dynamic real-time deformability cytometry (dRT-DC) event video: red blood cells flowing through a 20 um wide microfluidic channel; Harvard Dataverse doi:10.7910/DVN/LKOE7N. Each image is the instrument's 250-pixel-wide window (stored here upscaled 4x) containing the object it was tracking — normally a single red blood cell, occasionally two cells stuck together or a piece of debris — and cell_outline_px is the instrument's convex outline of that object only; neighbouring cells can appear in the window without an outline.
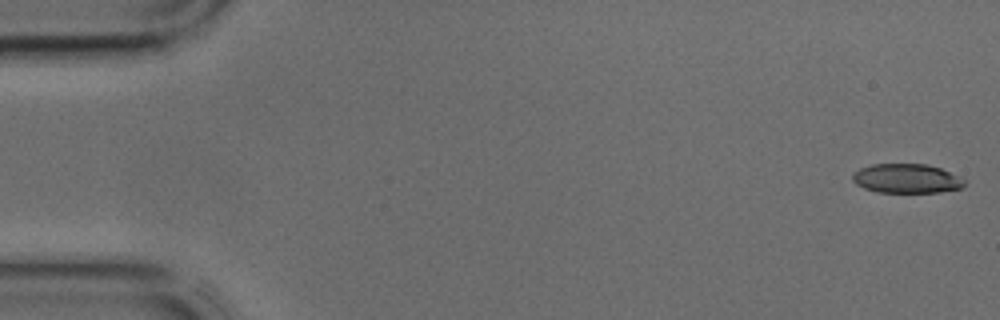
{"species": "common noctule bat (a hibernating species)", "species_latin": "Nyctalus noctula", "temperature_condition": "cold", "stored_images_in_passage": 42, "camera_frame_rate_fps": 3000, "um_per_image_px": 0.085, "animal": {"sex": "male", "body_mass_g": 17.9, "forearm_length_mm": 54.2}, "frame": {"image": 1, "passage_image": 1, "time_ms": 0.0, "image_size_px": [1000, 320], "cell_outline_px": [[964, 184], [960, 188], [940, 192], [876, 192], [864, 188], [856, 184], [852, 180], [852, 176], [860, 168], [872, 164], [924, 164], [940, 168], [964, 180]], "centroid_in_image_um": [77.01, 15.18], "position_along_channel_um": 8.0, "area_um2": 18.79}}
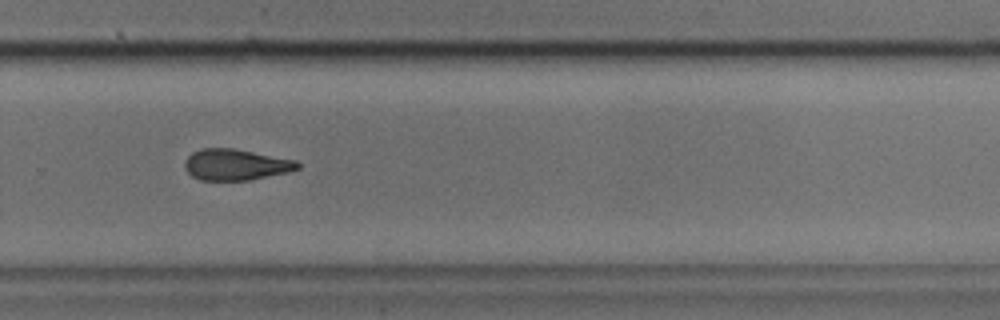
{"frame": {"image": 2, "passage_image": 29, "time_ms": 9.333, "image_size_px": [1000, 320], "cell_outline_px": [[300, 168], [288, 172], [248, 180], [200, 180], [192, 176], [184, 168], [184, 160], [192, 152], [200, 148], [232, 148], [296, 160], [300, 164]], "centroid_in_image_um": [20.01, 13.99], "position_along_channel_um": 309.8, "area_um2": 20.46}}
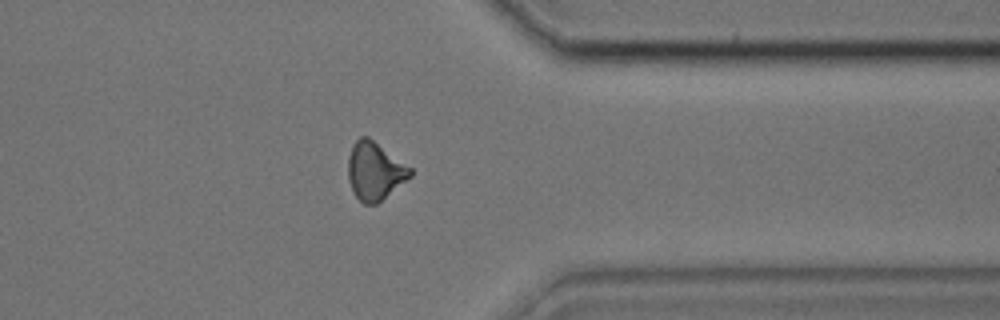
{"frame": {"image": 3, "passage_image": 34, "time_ms": 11.0, "image_size_px": [1000, 320], "cell_outline_px": [[412, 176], [376, 204], [364, 204], [356, 196], [352, 188], [348, 176], [348, 156], [352, 144], [360, 136], [368, 136], [412, 168]], "centroid_in_image_um": [31.85, 14.51], "position_along_channel_um": 379.5, "area_um2": 20.87}}